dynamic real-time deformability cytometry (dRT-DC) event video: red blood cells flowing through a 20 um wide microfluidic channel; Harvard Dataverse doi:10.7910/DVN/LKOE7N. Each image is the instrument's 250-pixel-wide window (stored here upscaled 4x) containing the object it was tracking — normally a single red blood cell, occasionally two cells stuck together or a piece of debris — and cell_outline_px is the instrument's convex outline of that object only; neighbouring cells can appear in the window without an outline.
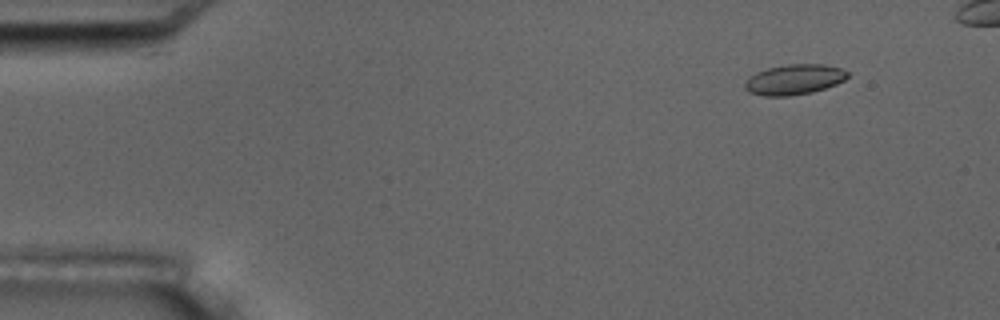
{"species": "common noctule bat (a hibernating species)", "species_latin": "Nyctalus noctula", "temperature_condition": "room temperature", "stored_images_in_passage": 4, "camera_frame_rate_fps": 3000, "um_per_image_px": 0.085, "animal": {"sex": "male", "body_mass_g": 17.5, "forearm_length_mm": 52.3}, "frame": {"image": 1, "passage_image": 4, "time_ms": 4.333, "image_size_px": [1000, 320], "cell_outline_px": [[848, 76], [844, 80], [836, 84], [812, 92], [788, 96], [764, 96], [748, 92], [744, 88], [744, 84], [748, 76], [756, 72], [768, 68], [788, 64], [824, 64], [840, 68], [848, 72]], "centroid_in_image_um": [67.47, 6.76], "position_along_channel_um": 17.5, "area_um2": 18.15}}